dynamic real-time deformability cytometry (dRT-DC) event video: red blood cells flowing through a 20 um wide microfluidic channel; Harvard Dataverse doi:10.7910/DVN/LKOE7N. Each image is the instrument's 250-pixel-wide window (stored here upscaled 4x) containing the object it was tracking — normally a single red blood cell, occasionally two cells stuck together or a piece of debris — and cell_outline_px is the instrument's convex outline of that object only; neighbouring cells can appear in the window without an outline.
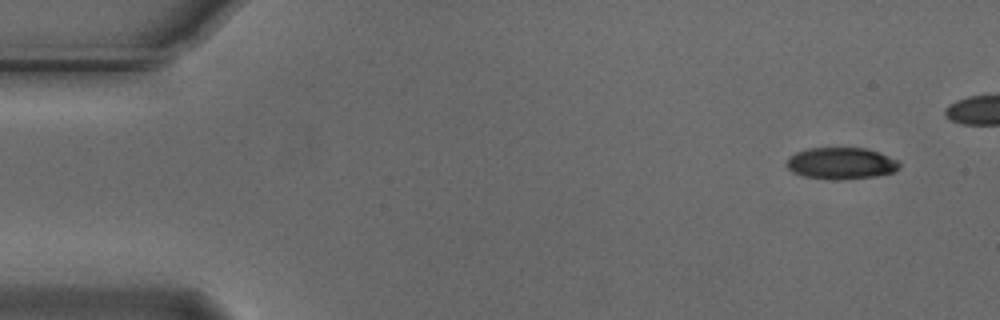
{"species": "Egyptian fruit bat (a non-hibernating species)", "species_latin": "Rousettus aegyptiacus", "temperature_condition": "cold", "stored_images_in_passage": 45, "camera_frame_rate_fps": 3000, "um_per_image_px": 0.085, "animal": {"sex": "male"}, "frame": {"image": 1, "passage_image": 1, "time_ms": 0.0, "image_size_px": [1000, 320], "cell_outline_px": [[900, 168], [892, 172], [876, 176], [840, 180], [832, 180], [804, 176], [792, 172], [788, 168], [788, 156], [796, 152], [808, 148], [864, 148], [880, 152], [896, 160], [900, 164]], "centroid_in_image_um": [71.49, 13.88], "position_along_channel_um": 13.5, "area_um2": 20.81}}
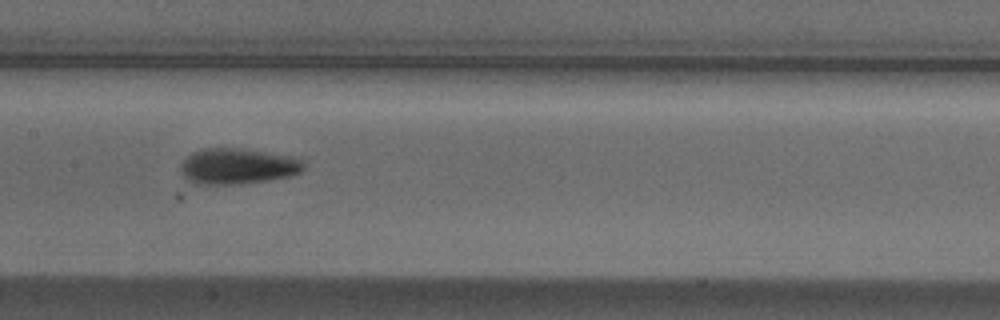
{"frame": {"image": 2, "passage_image": 24, "time_ms": 7.667, "image_size_px": [1000, 320], "cell_outline_px": [[304, 168], [300, 172], [292, 176], [268, 180], [240, 184], [196, 184], [188, 180], [180, 172], [180, 164], [192, 152], [204, 148], [240, 148], [300, 156], [304, 164]], "centroid_in_image_um": [20.25, 14.12], "position_along_channel_um": 187.2, "area_um2": 26.13}}
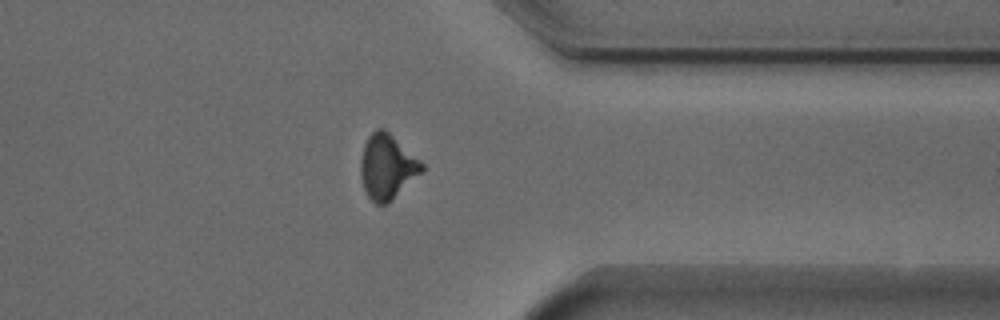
{"frame": {"image": 3, "passage_image": 40, "time_ms": 13.0, "image_size_px": [1000, 320], "cell_outline_px": [[424, 172], [388, 204], [376, 204], [368, 196], [364, 188], [360, 176], [360, 160], [364, 144], [368, 136], [376, 128], [384, 128], [420, 160], [424, 164]], "centroid_in_image_um": [32.92, 14.19], "position_along_channel_um": 378.5, "area_um2": 23.35}, "authors_computed_cell_mechanics": {"area_um2": 23.2934, "velocity_mm_per_s": 3.7363, "shape_relaxation_time_tau1_ms": 3.5606, "shape_relaxation_time_tau2_ms": 7.8273, "deformation_change_tau1": 0.1544, "deformation_change_tau2": 0.1512}}